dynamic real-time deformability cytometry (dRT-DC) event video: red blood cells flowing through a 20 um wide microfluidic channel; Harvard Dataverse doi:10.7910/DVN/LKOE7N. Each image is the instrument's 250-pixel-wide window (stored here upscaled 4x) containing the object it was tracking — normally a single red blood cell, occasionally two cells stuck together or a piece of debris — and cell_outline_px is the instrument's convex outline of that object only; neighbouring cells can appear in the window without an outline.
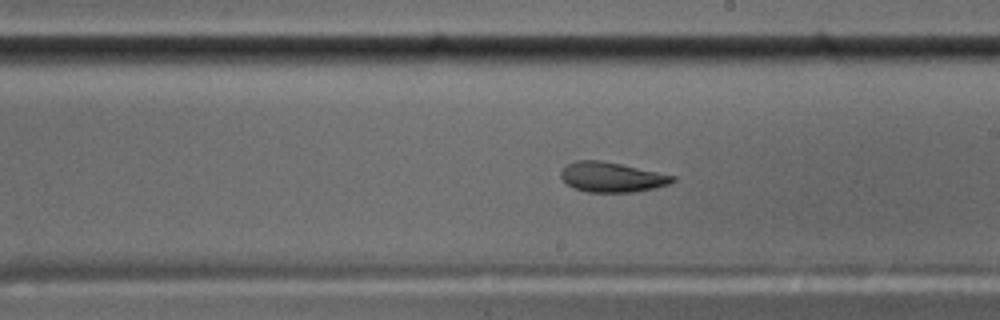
{"species": "common noctule bat (a hibernating species)", "species_latin": "Nyctalus noctula", "temperature_condition": "cold", "stored_images_in_passage": 58, "segment_of_instrument_passage": [1, 2], "camera_frame_rate_fps": 3000, "um_per_image_px": 0.085, "animal": {"sex": "male", "body_mass_g": 17.5, "forearm_length_mm": 52.3}, "frame": {"image": 1, "passage_image": 33, "time_ms": 10.667, "image_size_px": [1000, 320], "cell_outline_px": [[676, 180], [668, 184], [656, 188], [636, 192], [588, 192], [576, 188], [568, 184], [560, 176], [560, 172], [568, 164], [576, 160], [600, 160], [620, 164], [676, 176]], "centroid_in_image_um": [52.02, 15.06], "position_along_channel_um": 237.0, "area_um2": 19.31}}
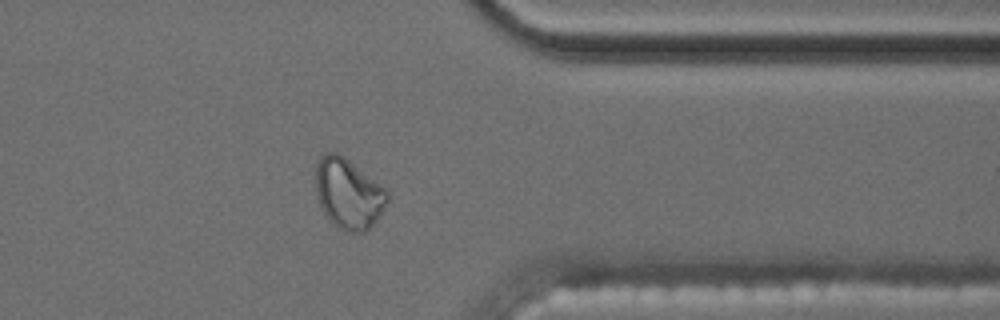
{"frame": {"image": 2, "passage_image": 46, "time_ms": 15.0, "image_size_px": [1000, 320], "cell_outline_px": [[388, 200], [376, 220], [364, 232], [348, 232], [340, 228], [328, 220], [320, 204], [316, 192], [316, 164], [320, 156], [324, 152], [336, 152], [344, 156], [388, 188]], "centroid_in_image_um": [29.62, 16.42], "position_along_channel_um": 381.8, "area_um2": 29.48}}
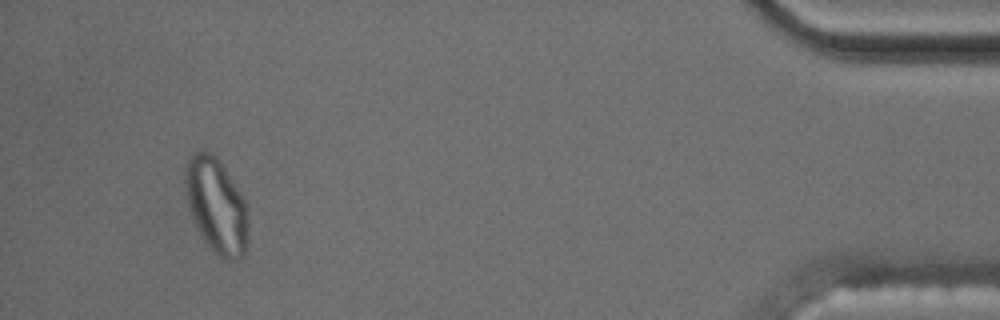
{"frame": {"image": 3, "passage_image": 54, "time_ms": 17.667, "image_size_px": [1000, 320], "cell_outline_px": [[248, 244], [244, 256], [236, 260], [224, 260], [204, 240], [192, 216], [188, 204], [184, 180], [184, 172], [188, 160], [196, 152], [204, 148], [216, 156], [244, 196], [248, 204]], "centroid_in_image_um": [18.44, 17.47], "position_along_channel_um": 416.8, "area_um2": 35.14}}